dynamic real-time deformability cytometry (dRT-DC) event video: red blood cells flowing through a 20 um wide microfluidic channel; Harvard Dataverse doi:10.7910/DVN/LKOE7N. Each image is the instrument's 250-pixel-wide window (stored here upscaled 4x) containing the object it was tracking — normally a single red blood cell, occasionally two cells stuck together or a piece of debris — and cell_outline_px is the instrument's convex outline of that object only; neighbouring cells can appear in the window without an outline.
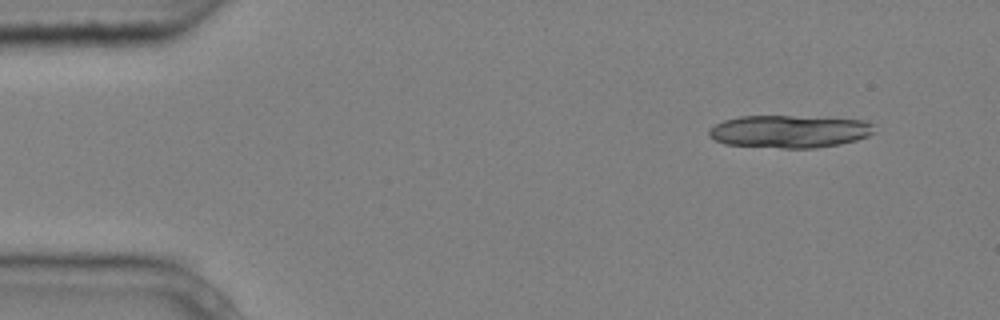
{"species": "common noctule bat (a hibernating species)", "species_latin": "Nyctalus noctula", "temperature_condition": "cold", "stored_images_in_passage": 5, "segment_of_instrument_passage": [2, 2], "camera_frame_rate_fps": 3000, "um_per_image_px": 0.085, "animal": {"sex": "male", "body_mass_g": 20.4}, "frame": {"image": 1, "passage_image": 5, "time_ms": 1.333, "image_size_px": [1000, 320], "cell_outline_px": [[876, 132], [868, 136], [856, 140], [840, 144], [816, 148], [784, 148], [724, 144], [708, 136], [708, 128], [724, 120], [740, 116], [792, 116], [864, 120], [872, 124]], "centroid_in_image_um": [67.09, 11.17], "position_along_channel_um": 17.9, "area_um2": 31.44}}